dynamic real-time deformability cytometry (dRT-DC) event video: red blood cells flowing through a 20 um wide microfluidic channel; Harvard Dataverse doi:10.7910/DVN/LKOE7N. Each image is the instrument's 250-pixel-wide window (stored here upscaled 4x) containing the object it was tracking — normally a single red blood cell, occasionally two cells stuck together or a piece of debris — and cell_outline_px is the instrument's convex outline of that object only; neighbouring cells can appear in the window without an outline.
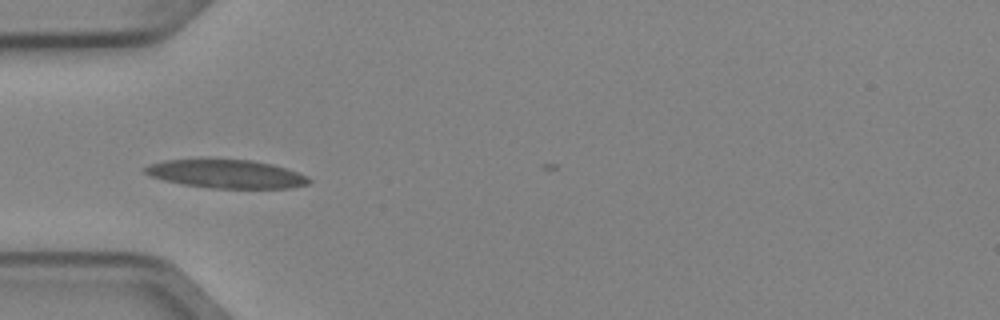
{"species": "Egyptian fruit bat (a non-hibernating species)", "species_latin": "Rousettus aegyptiacus", "temperature_condition": "cold", "stored_images_in_passage": 6, "camera_frame_rate_fps": 3000, "um_per_image_px": 0.085, "animal": {"sex": "female"}, "frame": {"image": 1, "passage_image": 5, "time_ms": 1.333, "image_size_px": [1000, 320], "cell_outline_px": [[312, 180], [308, 184], [292, 188], [212, 188], [184, 184], [164, 180], [152, 176], [144, 172], [140, 168], [148, 164], [164, 160], [252, 160], [272, 164], [308, 176]], "centroid_in_image_um": [19.23, 14.79], "position_along_channel_um": 65.8, "area_um2": 26.93}}